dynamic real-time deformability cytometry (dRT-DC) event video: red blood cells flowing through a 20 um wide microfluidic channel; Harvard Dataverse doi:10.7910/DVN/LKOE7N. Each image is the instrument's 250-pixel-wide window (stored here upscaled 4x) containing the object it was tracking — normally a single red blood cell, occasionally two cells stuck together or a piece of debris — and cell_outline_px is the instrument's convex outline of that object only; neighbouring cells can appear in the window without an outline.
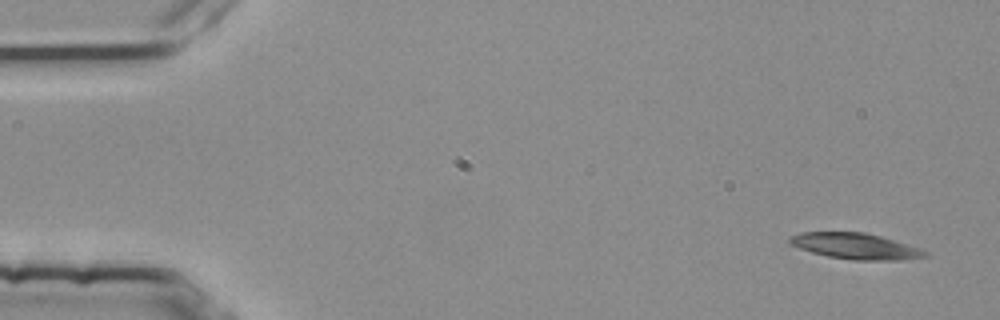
{"species": "common noctule bat (a hibernating species)", "species_latin": "Nyctalus noctula", "temperature_condition": "room temperature", "stored_images_in_passage": 3, "camera_frame_rate_fps": 3000, "um_per_image_px": 0.085, "animal": {"sex": "female", "body_mass_g": 25.1}, "frame": {"image": 1, "passage_image": 1, "time_ms": 0.0, "image_size_px": [1000, 320], "cell_outline_px": [[928, 256], [900, 260], [852, 260], [828, 256], [812, 252], [788, 244], [788, 236], [800, 232], [864, 232], [880, 236], [920, 248], [928, 252]], "centroid_in_image_um": [72.68, 20.92], "position_along_channel_um": 12.3, "area_um2": 20.46}}